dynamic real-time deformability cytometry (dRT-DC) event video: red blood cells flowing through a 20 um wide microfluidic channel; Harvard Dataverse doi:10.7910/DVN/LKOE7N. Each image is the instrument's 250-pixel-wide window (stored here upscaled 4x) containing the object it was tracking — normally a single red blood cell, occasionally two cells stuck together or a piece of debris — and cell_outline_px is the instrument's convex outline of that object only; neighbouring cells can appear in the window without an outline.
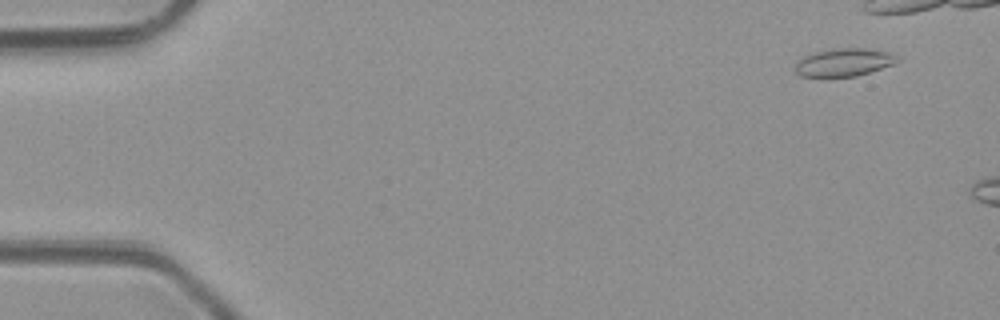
{"species": "common noctule bat (a hibernating species)", "species_latin": "Nyctalus noctula", "temperature_condition": "room temperature", "stored_images_in_passage": 6, "camera_frame_rate_fps": 3000, "um_per_image_px": 0.085, "animal": {"sex": "male", "body_mass_g": 23.1, "forearm_length_mm": 52.7}, "frame": {"image": 1, "passage_image": 6, "time_ms": 6.0, "image_size_px": [1000, 320], "cell_outline_px": [[900, 60], [892, 64], [856, 76], [800, 76], [792, 68], [804, 56], [816, 52], [832, 48], [864, 48], [888, 52], [900, 56]], "centroid_in_image_um": [71.73, 5.28], "position_along_channel_um": 13.3, "area_um2": 16.42}}